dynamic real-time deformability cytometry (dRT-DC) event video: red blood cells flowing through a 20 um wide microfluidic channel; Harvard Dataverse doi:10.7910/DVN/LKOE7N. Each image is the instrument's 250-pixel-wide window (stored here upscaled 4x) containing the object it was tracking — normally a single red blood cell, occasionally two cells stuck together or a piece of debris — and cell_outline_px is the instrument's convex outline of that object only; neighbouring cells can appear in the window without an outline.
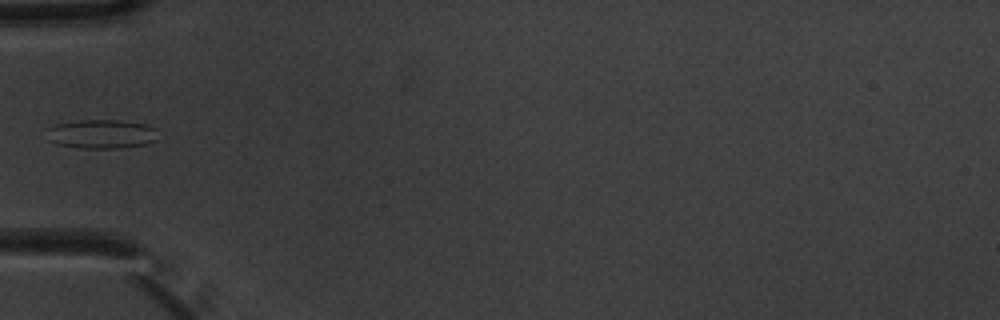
{"species": "common noctule bat (a hibernating species)", "species_latin": "Nyctalus noctula", "temperature_condition": "warm", "stored_images_in_passage": 6, "camera_frame_rate_fps": 3000, "um_per_image_px": 0.085, "animal": {"sex": "male", "body_mass_g": 20.1, "forearm_length_mm": 53.5}, "frame": {"image": 1, "passage_image": 6, "time_ms": 1.667, "image_size_px": [1000, 320], "cell_outline_px": [[156, 140], [148, 144], [120, 148], [84, 148], [56, 144], [48, 140], [48, 128], [56, 124], [80, 120], [120, 120], [148, 124], [156, 128]], "centroid_in_image_um": [8.66, 11.39], "position_along_channel_um": 76.3, "area_um2": 18.9}}